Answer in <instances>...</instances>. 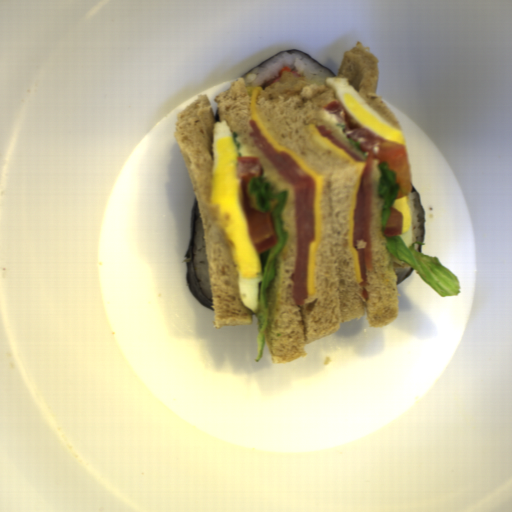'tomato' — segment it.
<instances>
[{
    "label": "tomato",
    "instance_id": "512abeb7",
    "mask_svg": "<svg viewBox=\"0 0 512 512\" xmlns=\"http://www.w3.org/2000/svg\"><path fill=\"white\" fill-rule=\"evenodd\" d=\"M325 111L335 115L339 122L344 124L345 135L360 142V151L368 153L365 167L358 180V190L355 206L353 208L352 247L358 253L360 277L362 281V296L368 299L366 286V269L371 271L372 262V235L371 224L373 218L372 169L374 159L388 163V168L395 171L398 192L396 199L408 196L412 191L411 170L407 148L404 144L384 141L377 134L372 133L355 121L341 106L338 100L331 101L324 107Z\"/></svg>",
    "mask_w": 512,
    "mask_h": 512
},
{
    "label": "tomato",
    "instance_id": "da07e99c",
    "mask_svg": "<svg viewBox=\"0 0 512 512\" xmlns=\"http://www.w3.org/2000/svg\"><path fill=\"white\" fill-rule=\"evenodd\" d=\"M263 172L260 157L237 156L235 177L240 180L238 188L240 208L244 214L249 242L258 256L279 243L272 212L256 209L248 191L251 179L262 177Z\"/></svg>",
    "mask_w": 512,
    "mask_h": 512
},
{
    "label": "tomato",
    "instance_id": "590e3db6",
    "mask_svg": "<svg viewBox=\"0 0 512 512\" xmlns=\"http://www.w3.org/2000/svg\"><path fill=\"white\" fill-rule=\"evenodd\" d=\"M389 210H390V215H389V219L385 223L383 234H384V236L390 238V237H395V236L401 235L402 230H403L404 220H403V216H402L401 212L398 209L389 206Z\"/></svg>",
    "mask_w": 512,
    "mask_h": 512
},
{
    "label": "tomato",
    "instance_id": "269afe34",
    "mask_svg": "<svg viewBox=\"0 0 512 512\" xmlns=\"http://www.w3.org/2000/svg\"><path fill=\"white\" fill-rule=\"evenodd\" d=\"M316 129L317 131L320 133L321 136L323 137H327L328 140L330 142H332L334 145H336L337 147L341 148L342 150H344L349 156H351L354 160H356L357 162L359 161H363V158L361 156H359L358 154L352 152L347 146L345 143H343L342 141L338 140L337 138H335L334 136H332V131L331 129H326V126L324 125H316Z\"/></svg>",
    "mask_w": 512,
    "mask_h": 512
}]
</instances>
